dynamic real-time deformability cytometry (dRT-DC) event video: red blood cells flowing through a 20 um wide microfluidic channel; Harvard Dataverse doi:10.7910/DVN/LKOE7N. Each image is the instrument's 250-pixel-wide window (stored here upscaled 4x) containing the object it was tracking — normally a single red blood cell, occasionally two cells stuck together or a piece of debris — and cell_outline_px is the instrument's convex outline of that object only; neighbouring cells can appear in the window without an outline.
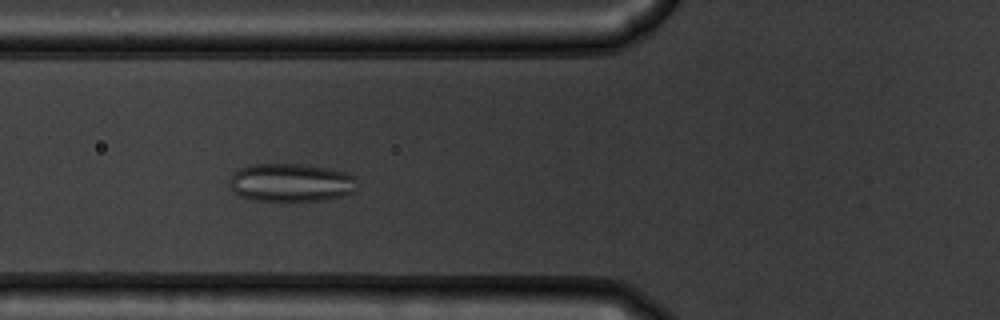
{"species": "common noctule bat (a hibernating species)", "species_latin": "Nyctalus noctula", "temperature_condition": "warm", "stored_images_in_passage": 45, "camera_frame_rate_fps": 3000, "um_per_image_px": 0.085, "animal": {"sex": "male", "body_mass_g": 19.5, "forearm_length_mm": 54.6}, "frame": {"image": 1, "passage_image": 21, "time_ms": 6.667, "image_size_px": [1000, 320], "cell_outline_px": [[356, 188], [352, 192], [344, 196], [324, 200], [252, 200], [240, 196], [232, 188], [228, 180], [232, 172], [240, 168], [252, 164], [308, 164], [348, 172], [356, 176]], "centroid_in_image_um": [24.75, 15.5], "position_along_channel_um": 101.0, "area_um2": 28.67}}
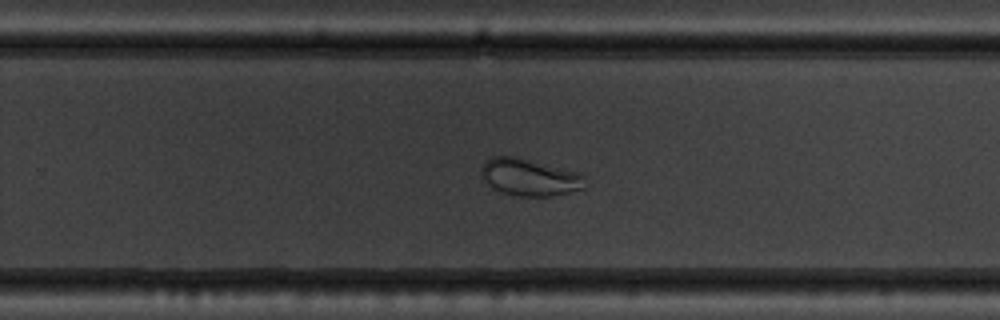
{"frame": {"image": 2, "passage_image": 36, "time_ms": 11.667, "image_size_px": [1000, 320], "cell_outline_px": [[584, 188], [568, 192], [548, 196], [516, 196], [500, 192], [492, 188], [484, 180], [480, 172], [480, 168], [484, 160], [492, 156], [516, 156], [580, 172], [584, 176]], "centroid_in_image_um": [44.96, 15.05], "position_along_channel_um": 284.8, "area_um2": 22.66}}
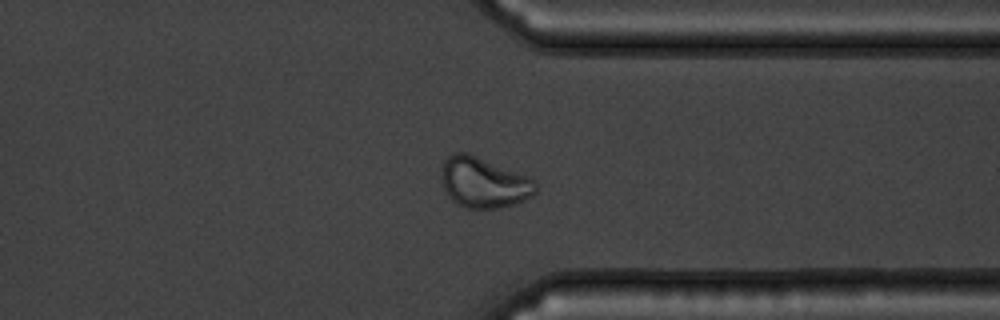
{"frame": {"image": 3, "passage_image": 43, "time_ms": 14.0, "image_size_px": [1000, 320], "cell_outline_px": [[536, 192], [532, 196], [516, 204], [500, 208], [464, 208], [456, 204], [448, 196], [444, 188], [440, 176], [444, 160], [448, 156], [456, 152], [464, 152], [476, 156], [528, 176], [536, 180]], "centroid_in_image_um": [41.11, 15.53], "position_along_channel_um": 370.3, "area_um2": 27.8}, "authors_computed_cell_mechanics": {"area_um2": 27.9174, "velocity_mm_per_s": 3.6909, "shape_relaxation_time_tau1_ms": 10.3676, "shape_relaxation_time_tau2_ms": null, "deformation_change_tau1": 0.1157, "deformation_change_tau2": null}}